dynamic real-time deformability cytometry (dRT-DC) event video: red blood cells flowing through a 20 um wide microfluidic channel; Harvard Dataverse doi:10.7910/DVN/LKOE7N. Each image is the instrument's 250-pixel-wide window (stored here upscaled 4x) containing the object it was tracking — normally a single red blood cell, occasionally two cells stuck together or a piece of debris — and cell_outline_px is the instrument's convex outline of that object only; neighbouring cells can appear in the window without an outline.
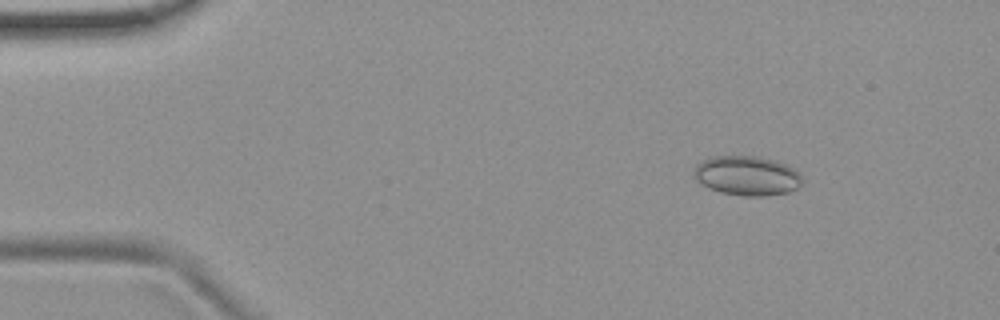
{"species": "common noctule bat (a hibernating species)", "species_latin": "Nyctalus noctula", "temperature_condition": "room temperature", "stored_images_in_passage": 54, "camera_frame_rate_fps": 3000, "um_per_image_px": 0.085, "animal": {"sex": "female", "body_mass_g": 19.9}, "frame": {"image": 1, "passage_image": 7, "time_ms": 2.0, "image_size_px": [1000, 320], "cell_outline_px": [[804, 180], [796, 188], [788, 192], [764, 196], [744, 196], [720, 192], [696, 180], [692, 176], [696, 164], [712, 156], [756, 156], [776, 160], [800, 172]], "centroid_in_image_um": [63.51, 14.93], "position_along_channel_um": 21.5, "area_um2": 24.91}}
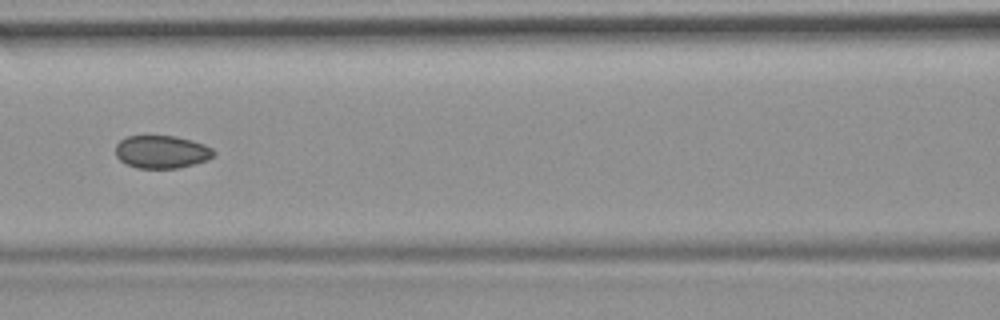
{"frame": {"image": 2, "passage_image": 24, "time_ms": 7.667, "image_size_px": [1000, 320], "cell_outline_px": [[216, 152], [208, 160], [180, 168], [136, 168], [120, 160], [116, 156], [116, 144], [120, 140], [128, 136], [176, 136], [192, 140], [204, 144], [212, 148]], "centroid_in_image_um": [13.76, 12.91], "position_along_channel_um": 152.8, "area_um2": 18.84}}
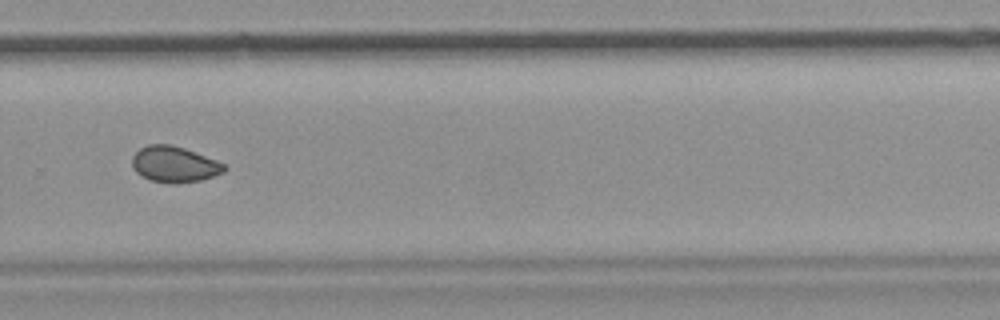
{"frame": {"image": 3, "passage_image": 37, "time_ms": 12.0, "image_size_px": [1000, 320], "cell_outline_px": [[228, 168], [224, 172], [200, 180], [176, 184], [172, 184], [152, 180], [140, 176], [132, 168], [132, 156], [140, 148], [148, 144], [168, 144], [184, 148], [216, 160], [224, 164]], "centroid_in_image_um": [14.8, 13.97], "position_along_channel_um": 315.0, "area_um2": 19.31}, "authors_computed_cell_mechanics": {"area_um2": 19.4786, "velocity_mm_per_s": 3.7455, "shape_relaxation_time_tau1_ms": null, "shape_relaxation_time_tau2_ms": 2.2264, "deformation_change_tau1": null, "deformation_change_tau2": 0.0508}}